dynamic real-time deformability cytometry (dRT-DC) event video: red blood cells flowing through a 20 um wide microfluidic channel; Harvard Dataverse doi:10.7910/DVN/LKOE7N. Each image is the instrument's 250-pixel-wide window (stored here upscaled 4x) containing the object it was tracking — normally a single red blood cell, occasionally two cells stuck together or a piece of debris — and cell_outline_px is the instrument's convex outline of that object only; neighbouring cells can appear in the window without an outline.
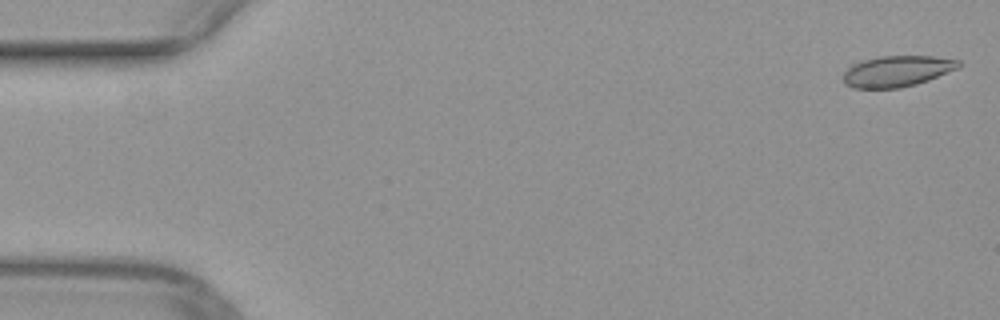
{"species": "common noctule bat (a hibernating species)", "species_latin": "Nyctalus noctula", "temperature_condition": "warm", "stored_images_in_passage": 50, "camera_frame_rate_fps": 3000, "um_per_image_px": 0.085, "animal": {"sex": "female", "body_mass_g": 29.2, "forearm_length_mm": 56.3}, "frame": {"image": 1, "passage_image": 1, "time_ms": 0.0, "image_size_px": [1000, 320], "cell_outline_px": [[964, 64], [960, 68], [928, 80], [916, 84], [900, 88], [852, 88], [844, 84], [844, 72], [852, 60], [880, 56], [932, 56], [960, 60]], "centroid_in_image_um": [76.22, 6.03], "position_along_channel_um": 8.8, "area_um2": 21.44}}
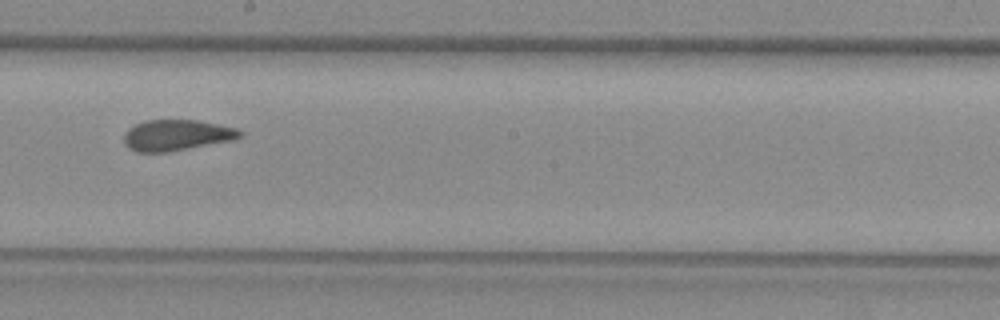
{"frame": {"image": 2, "passage_image": 28, "time_ms": 9.0, "image_size_px": [1000, 320], "cell_outline_px": [[244, 136], [232, 140], [168, 152], [136, 152], [128, 148], [124, 144], [124, 132], [128, 128], [144, 120], [196, 120], [236, 128], [244, 132]], "centroid_in_image_um": [14.99, 11.49], "position_along_channel_um": 233.2, "area_um2": 20.98}}
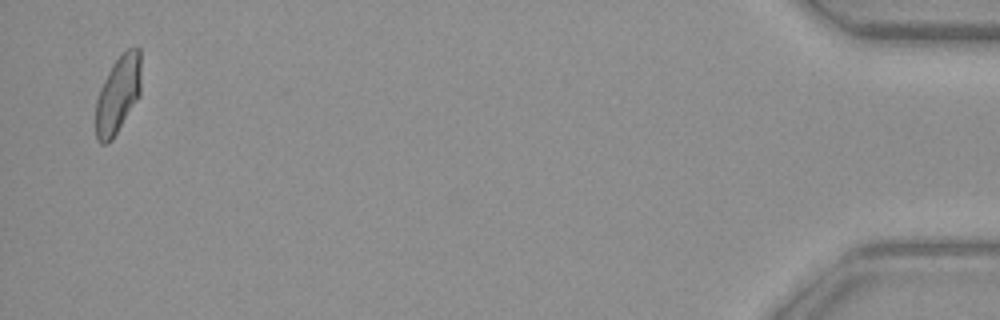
{"frame": {"image": 3, "passage_image": 49, "time_ms": 16.0, "image_size_px": [1000, 320], "cell_outline_px": [[140, 96], [112, 140], [108, 144], [100, 144], [96, 140], [96, 100], [100, 88], [112, 64], [124, 48], [136, 44], [140, 48]], "centroid_in_image_um": [10.04, 7.99], "position_along_channel_um": 425.2, "area_um2": 20.92}}